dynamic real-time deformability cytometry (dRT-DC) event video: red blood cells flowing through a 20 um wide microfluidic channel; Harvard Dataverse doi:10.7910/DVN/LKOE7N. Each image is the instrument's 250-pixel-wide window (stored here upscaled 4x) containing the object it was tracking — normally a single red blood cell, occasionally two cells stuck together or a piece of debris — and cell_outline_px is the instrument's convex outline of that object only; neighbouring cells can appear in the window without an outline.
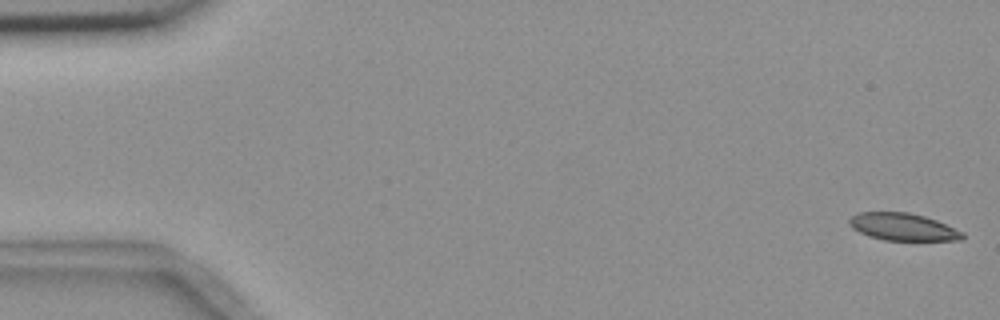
{"species": "common noctule bat (a hibernating species)", "species_latin": "Nyctalus noctula", "temperature_condition": "room temperature", "stored_images_in_passage": 6, "camera_frame_rate_fps": 3000, "um_per_image_px": 0.085, "animal": {"sex": "female", "body_mass_g": 18.4}, "frame": {"image": 1, "passage_image": 1, "time_ms": 0.0, "image_size_px": [1000, 320], "cell_outline_px": [[964, 236], [960, 240], [884, 240], [868, 236], [852, 228], [848, 220], [852, 216], [860, 212], [908, 212], [924, 216], [936, 220], [964, 232]], "centroid_in_image_um": [76.74, 19.28], "position_along_channel_um": 8.3, "area_um2": 17.92}}
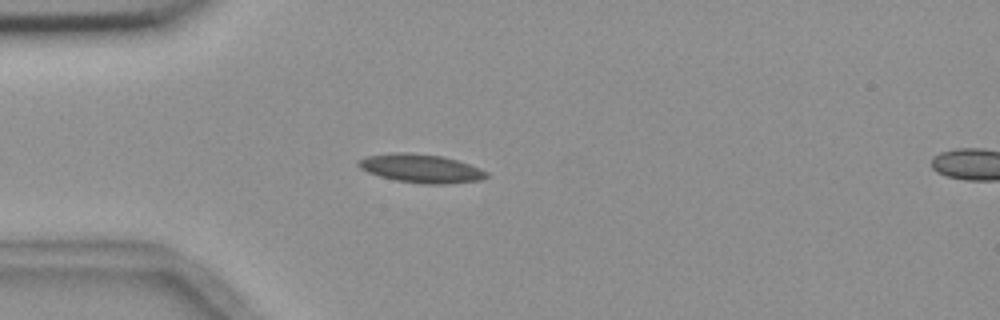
{"frame": {"image": 2, "passage_image": 5, "time_ms": 4.667, "image_size_px": [1000, 320], "cell_outline_px": [[488, 176], [480, 180], [444, 184], [424, 184], [396, 180], [380, 176], [368, 172], [360, 168], [356, 164], [356, 160], [368, 156], [396, 152], [408, 152], [444, 156], [480, 168], [488, 172]], "centroid_in_image_um": [35.77, 14.31], "position_along_channel_um": 49.2, "area_um2": 21.27}}